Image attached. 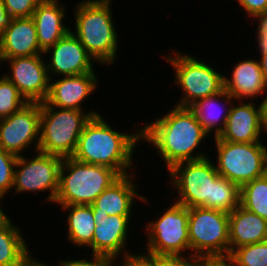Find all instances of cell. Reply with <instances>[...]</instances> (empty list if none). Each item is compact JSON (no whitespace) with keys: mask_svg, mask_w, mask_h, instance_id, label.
<instances>
[{"mask_svg":"<svg viewBox=\"0 0 267 266\" xmlns=\"http://www.w3.org/2000/svg\"><path fill=\"white\" fill-rule=\"evenodd\" d=\"M176 202L187 208L203 207L231 213L240 205V187L222 177L209 157L184 161L168 170Z\"/></svg>","mask_w":267,"mask_h":266,"instance_id":"obj_1","label":"cell"},{"mask_svg":"<svg viewBox=\"0 0 267 266\" xmlns=\"http://www.w3.org/2000/svg\"><path fill=\"white\" fill-rule=\"evenodd\" d=\"M207 135L189 107L175 106L162 117L141 127V140L156 147V153L164 160L167 171L177 163L208 157L206 153L197 151L194 155Z\"/></svg>","mask_w":267,"mask_h":266,"instance_id":"obj_2","label":"cell"},{"mask_svg":"<svg viewBox=\"0 0 267 266\" xmlns=\"http://www.w3.org/2000/svg\"><path fill=\"white\" fill-rule=\"evenodd\" d=\"M102 117L92 116L86 123L72 157L83 163L109 167L120 176L129 174L135 146L141 140V128L133 134L121 133Z\"/></svg>","mask_w":267,"mask_h":266,"instance_id":"obj_3","label":"cell"},{"mask_svg":"<svg viewBox=\"0 0 267 266\" xmlns=\"http://www.w3.org/2000/svg\"><path fill=\"white\" fill-rule=\"evenodd\" d=\"M112 0H84L75 6L76 33L88 53L96 62L111 65L115 62L118 36L110 8Z\"/></svg>","mask_w":267,"mask_h":266,"instance_id":"obj_4","label":"cell"},{"mask_svg":"<svg viewBox=\"0 0 267 266\" xmlns=\"http://www.w3.org/2000/svg\"><path fill=\"white\" fill-rule=\"evenodd\" d=\"M119 177L109 167L83 163L73 157L63 158L59 170V189L54 203L91 205Z\"/></svg>","mask_w":267,"mask_h":266,"instance_id":"obj_5","label":"cell"},{"mask_svg":"<svg viewBox=\"0 0 267 266\" xmlns=\"http://www.w3.org/2000/svg\"><path fill=\"white\" fill-rule=\"evenodd\" d=\"M57 109V111H56ZM97 111L59 108L41 102L40 140L38 150L62 158L72 157L80 134Z\"/></svg>","mask_w":267,"mask_h":266,"instance_id":"obj_6","label":"cell"},{"mask_svg":"<svg viewBox=\"0 0 267 266\" xmlns=\"http://www.w3.org/2000/svg\"><path fill=\"white\" fill-rule=\"evenodd\" d=\"M219 175L239 187L267 173V146L262 142L235 143L215 137Z\"/></svg>","mask_w":267,"mask_h":266,"instance_id":"obj_7","label":"cell"},{"mask_svg":"<svg viewBox=\"0 0 267 266\" xmlns=\"http://www.w3.org/2000/svg\"><path fill=\"white\" fill-rule=\"evenodd\" d=\"M180 53V54H179ZM163 55L175 70V83L183 91V97L176 106L190 107L197 100L213 96L224 90V75L211 65L197 60L187 53L175 52Z\"/></svg>","mask_w":267,"mask_h":266,"instance_id":"obj_8","label":"cell"},{"mask_svg":"<svg viewBox=\"0 0 267 266\" xmlns=\"http://www.w3.org/2000/svg\"><path fill=\"white\" fill-rule=\"evenodd\" d=\"M188 233L191 254L229 255V214L203 207L189 208Z\"/></svg>","mask_w":267,"mask_h":266,"instance_id":"obj_9","label":"cell"},{"mask_svg":"<svg viewBox=\"0 0 267 266\" xmlns=\"http://www.w3.org/2000/svg\"><path fill=\"white\" fill-rule=\"evenodd\" d=\"M189 208L174 202L161 217L147 223L148 241L144 254L149 256L182 255L190 250Z\"/></svg>","mask_w":267,"mask_h":266,"instance_id":"obj_10","label":"cell"},{"mask_svg":"<svg viewBox=\"0 0 267 266\" xmlns=\"http://www.w3.org/2000/svg\"><path fill=\"white\" fill-rule=\"evenodd\" d=\"M37 155L26 158L18 156L15 170L13 190L22 192H50L46 201L54 202L59 189V170L63 158L37 151Z\"/></svg>","mask_w":267,"mask_h":266,"instance_id":"obj_11","label":"cell"},{"mask_svg":"<svg viewBox=\"0 0 267 266\" xmlns=\"http://www.w3.org/2000/svg\"><path fill=\"white\" fill-rule=\"evenodd\" d=\"M41 102H28L9 117L0 119V146L9 153L22 156V152L40 140ZM36 141V143H35ZM21 153V154H20Z\"/></svg>","mask_w":267,"mask_h":266,"instance_id":"obj_12","label":"cell"},{"mask_svg":"<svg viewBox=\"0 0 267 266\" xmlns=\"http://www.w3.org/2000/svg\"><path fill=\"white\" fill-rule=\"evenodd\" d=\"M43 54L3 59L9 63L4 76L18 89L27 102H43L49 93L50 78ZM11 74V75H10Z\"/></svg>","mask_w":267,"mask_h":266,"instance_id":"obj_13","label":"cell"},{"mask_svg":"<svg viewBox=\"0 0 267 266\" xmlns=\"http://www.w3.org/2000/svg\"><path fill=\"white\" fill-rule=\"evenodd\" d=\"M48 53L52 54L51 60L46 62L50 79L53 74L72 76L95 71L93 68L95 60L71 31L43 54Z\"/></svg>","mask_w":267,"mask_h":266,"instance_id":"obj_14","label":"cell"},{"mask_svg":"<svg viewBox=\"0 0 267 266\" xmlns=\"http://www.w3.org/2000/svg\"><path fill=\"white\" fill-rule=\"evenodd\" d=\"M239 102L240 105H234V102L231 105L225 129L218 137L235 143L262 142L261 132L265 131L261 103L256 106L250 100L248 103H242V100Z\"/></svg>","mask_w":267,"mask_h":266,"instance_id":"obj_15","label":"cell"},{"mask_svg":"<svg viewBox=\"0 0 267 266\" xmlns=\"http://www.w3.org/2000/svg\"><path fill=\"white\" fill-rule=\"evenodd\" d=\"M134 174L121 175L106 188L91 204L94 218H106L109 215H132L133 201L136 199L148 202L138 194Z\"/></svg>","mask_w":267,"mask_h":266,"instance_id":"obj_16","label":"cell"},{"mask_svg":"<svg viewBox=\"0 0 267 266\" xmlns=\"http://www.w3.org/2000/svg\"><path fill=\"white\" fill-rule=\"evenodd\" d=\"M50 79L49 93L45 102L54 107L82 110V103L93 94L99 85L95 73L63 76L60 80Z\"/></svg>","mask_w":267,"mask_h":266,"instance_id":"obj_17","label":"cell"},{"mask_svg":"<svg viewBox=\"0 0 267 266\" xmlns=\"http://www.w3.org/2000/svg\"><path fill=\"white\" fill-rule=\"evenodd\" d=\"M132 215H109L106 218H94L96 228L92 240V253L110 257L114 263L130 254L125 244L129 233V220ZM128 232V233H127ZM125 247V248H124ZM124 252H123V251ZM124 255V256H123Z\"/></svg>","mask_w":267,"mask_h":266,"instance_id":"obj_18","label":"cell"},{"mask_svg":"<svg viewBox=\"0 0 267 266\" xmlns=\"http://www.w3.org/2000/svg\"><path fill=\"white\" fill-rule=\"evenodd\" d=\"M3 59L43 54L32 17L13 18L0 37Z\"/></svg>","mask_w":267,"mask_h":266,"instance_id":"obj_19","label":"cell"},{"mask_svg":"<svg viewBox=\"0 0 267 266\" xmlns=\"http://www.w3.org/2000/svg\"><path fill=\"white\" fill-rule=\"evenodd\" d=\"M64 7L58 0H42L32 15L38 44L43 52L70 31L68 25L63 22L66 17Z\"/></svg>","mask_w":267,"mask_h":266,"instance_id":"obj_20","label":"cell"},{"mask_svg":"<svg viewBox=\"0 0 267 266\" xmlns=\"http://www.w3.org/2000/svg\"><path fill=\"white\" fill-rule=\"evenodd\" d=\"M231 73L230 78L224 77V90L234 101L244 100L243 98L252 100L267 93L259 60L250 58L239 61Z\"/></svg>","mask_w":267,"mask_h":266,"instance_id":"obj_21","label":"cell"},{"mask_svg":"<svg viewBox=\"0 0 267 266\" xmlns=\"http://www.w3.org/2000/svg\"><path fill=\"white\" fill-rule=\"evenodd\" d=\"M267 240V221L239 205L229 213V254L243 245Z\"/></svg>","mask_w":267,"mask_h":266,"instance_id":"obj_22","label":"cell"},{"mask_svg":"<svg viewBox=\"0 0 267 266\" xmlns=\"http://www.w3.org/2000/svg\"><path fill=\"white\" fill-rule=\"evenodd\" d=\"M220 100H223V102L225 101V104H222ZM233 100L234 98L225 90H223L216 95L197 100L189 108L195 113L198 122L202 126V129L209 136L211 131L214 130L215 138L218 137L225 129ZM226 103L229 105V107ZM223 107H225L224 109L226 111L223 109Z\"/></svg>","mask_w":267,"mask_h":266,"instance_id":"obj_23","label":"cell"},{"mask_svg":"<svg viewBox=\"0 0 267 266\" xmlns=\"http://www.w3.org/2000/svg\"><path fill=\"white\" fill-rule=\"evenodd\" d=\"M63 211H69L67 215L68 240L77 247H90L96 223L93 217L91 205H60Z\"/></svg>","mask_w":267,"mask_h":266,"instance_id":"obj_24","label":"cell"},{"mask_svg":"<svg viewBox=\"0 0 267 266\" xmlns=\"http://www.w3.org/2000/svg\"><path fill=\"white\" fill-rule=\"evenodd\" d=\"M13 224L0 228V266H21L31 256L21 229Z\"/></svg>","mask_w":267,"mask_h":266,"instance_id":"obj_25","label":"cell"},{"mask_svg":"<svg viewBox=\"0 0 267 266\" xmlns=\"http://www.w3.org/2000/svg\"><path fill=\"white\" fill-rule=\"evenodd\" d=\"M240 205L267 221V173L240 187Z\"/></svg>","mask_w":267,"mask_h":266,"instance_id":"obj_26","label":"cell"},{"mask_svg":"<svg viewBox=\"0 0 267 266\" xmlns=\"http://www.w3.org/2000/svg\"><path fill=\"white\" fill-rule=\"evenodd\" d=\"M229 256L235 266H267V240L235 248Z\"/></svg>","mask_w":267,"mask_h":266,"instance_id":"obj_27","label":"cell"},{"mask_svg":"<svg viewBox=\"0 0 267 266\" xmlns=\"http://www.w3.org/2000/svg\"><path fill=\"white\" fill-rule=\"evenodd\" d=\"M27 100L17 87L4 75L0 77V119L9 117L21 109Z\"/></svg>","mask_w":267,"mask_h":266,"instance_id":"obj_28","label":"cell"},{"mask_svg":"<svg viewBox=\"0 0 267 266\" xmlns=\"http://www.w3.org/2000/svg\"><path fill=\"white\" fill-rule=\"evenodd\" d=\"M17 156L0 146V196L4 197L13 188Z\"/></svg>","mask_w":267,"mask_h":266,"instance_id":"obj_29","label":"cell"},{"mask_svg":"<svg viewBox=\"0 0 267 266\" xmlns=\"http://www.w3.org/2000/svg\"><path fill=\"white\" fill-rule=\"evenodd\" d=\"M42 0H3L7 12L13 18L32 17Z\"/></svg>","mask_w":267,"mask_h":266,"instance_id":"obj_30","label":"cell"},{"mask_svg":"<svg viewBox=\"0 0 267 266\" xmlns=\"http://www.w3.org/2000/svg\"><path fill=\"white\" fill-rule=\"evenodd\" d=\"M158 266H198V256L189 253V257L185 255H162L152 256Z\"/></svg>","mask_w":267,"mask_h":266,"instance_id":"obj_31","label":"cell"},{"mask_svg":"<svg viewBox=\"0 0 267 266\" xmlns=\"http://www.w3.org/2000/svg\"><path fill=\"white\" fill-rule=\"evenodd\" d=\"M90 261L85 258L79 260H59V266H117L113 260L105 255L92 254Z\"/></svg>","mask_w":267,"mask_h":266,"instance_id":"obj_32","label":"cell"},{"mask_svg":"<svg viewBox=\"0 0 267 266\" xmlns=\"http://www.w3.org/2000/svg\"><path fill=\"white\" fill-rule=\"evenodd\" d=\"M120 266H158L152 256L147 254H129L121 259Z\"/></svg>","mask_w":267,"mask_h":266,"instance_id":"obj_33","label":"cell"},{"mask_svg":"<svg viewBox=\"0 0 267 266\" xmlns=\"http://www.w3.org/2000/svg\"><path fill=\"white\" fill-rule=\"evenodd\" d=\"M254 18L259 22L256 32L259 52H267V12L258 14Z\"/></svg>","mask_w":267,"mask_h":266,"instance_id":"obj_34","label":"cell"},{"mask_svg":"<svg viewBox=\"0 0 267 266\" xmlns=\"http://www.w3.org/2000/svg\"><path fill=\"white\" fill-rule=\"evenodd\" d=\"M249 17L267 12V0H236Z\"/></svg>","mask_w":267,"mask_h":266,"instance_id":"obj_35","label":"cell"},{"mask_svg":"<svg viewBox=\"0 0 267 266\" xmlns=\"http://www.w3.org/2000/svg\"><path fill=\"white\" fill-rule=\"evenodd\" d=\"M198 266H235V264L229 255L198 256Z\"/></svg>","mask_w":267,"mask_h":266,"instance_id":"obj_36","label":"cell"},{"mask_svg":"<svg viewBox=\"0 0 267 266\" xmlns=\"http://www.w3.org/2000/svg\"><path fill=\"white\" fill-rule=\"evenodd\" d=\"M13 17L7 12L3 0H0V37L4 30L10 25Z\"/></svg>","mask_w":267,"mask_h":266,"instance_id":"obj_37","label":"cell"},{"mask_svg":"<svg viewBox=\"0 0 267 266\" xmlns=\"http://www.w3.org/2000/svg\"><path fill=\"white\" fill-rule=\"evenodd\" d=\"M261 57H260V65H261V70L263 73V78L265 82V86L267 89V52H259Z\"/></svg>","mask_w":267,"mask_h":266,"instance_id":"obj_38","label":"cell"},{"mask_svg":"<svg viewBox=\"0 0 267 266\" xmlns=\"http://www.w3.org/2000/svg\"><path fill=\"white\" fill-rule=\"evenodd\" d=\"M261 106H262V116H263V127L264 130L267 132V95L262 100Z\"/></svg>","mask_w":267,"mask_h":266,"instance_id":"obj_39","label":"cell"},{"mask_svg":"<svg viewBox=\"0 0 267 266\" xmlns=\"http://www.w3.org/2000/svg\"><path fill=\"white\" fill-rule=\"evenodd\" d=\"M4 197L0 196V202ZM1 204V203H0ZM10 216L4 213L3 209L0 207V228L6 226L11 220Z\"/></svg>","mask_w":267,"mask_h":266,"instance_id":"obj_40","label":"cell"},{"mask_svg":"<svg viewBox=\"0 0 267 266\" xmlns=\"http://www.w3.org/2000/svg\"><path fill=\"white\" fill-rule=\"evenodd\" d=\"M33 256H30L21 266H51L46 265L44 262L41 263L40 261H36Z\"/></svg>","mask_w":267,"mask_h":266,"instance_id":"obj_41","label":"cell"},{"mask_svg":"<svg viewBox=\"0 0 267 266\" xmlns=\"http://www.w3.org/2000/svg\"><path fill=\"white\" fill-rule=\"evenodd\" d=\"M3 63V58H2V54H1V48H0V64Z\"/></svg>","mask_w":267,"mask_h":266,"instance_id":"obj_42","label":"cell"}]
</instances>
